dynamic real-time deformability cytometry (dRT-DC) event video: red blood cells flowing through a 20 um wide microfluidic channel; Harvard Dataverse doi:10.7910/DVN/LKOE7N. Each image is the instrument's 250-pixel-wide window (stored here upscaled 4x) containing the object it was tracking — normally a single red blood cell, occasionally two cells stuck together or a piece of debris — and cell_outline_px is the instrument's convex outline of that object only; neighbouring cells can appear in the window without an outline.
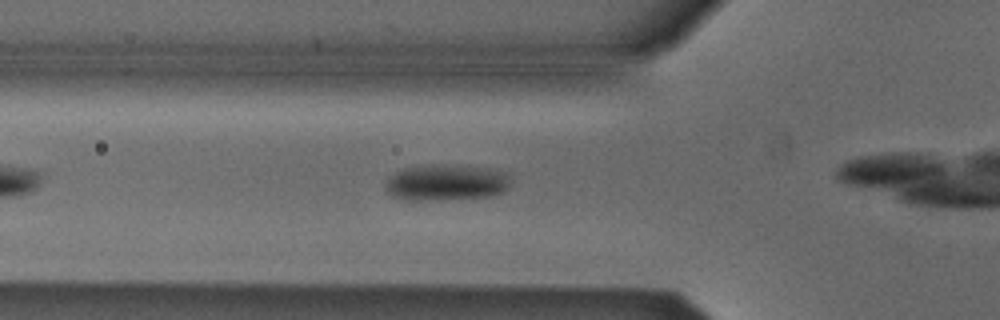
{"species": "Egyptian fruit bat (a non-hibernating species)", "species_latin": "Rousettus aegyptiacus", "temperature_condition": "cold", "stored_images_in_passage": 10, "camera_frame_rate_fps": 3000, "um_per_image_px": 0.085, "animal": {"sex": "male"}, "frame": {"image": 1, "passage_image": 6, "time_ms": 1.667, "image_size_px": [1000, 320], "cell_outline_px": [[512, 180], [508, 188], [492, 196], [436, 200], [404, 200], [392, 196], [384, 188], [388, 176], [404, 168], [432, 164], [444, 164], [476, 168], [500, 172], [508, 176]], "centroid_in_image_um": [37.84, 15.53], "position_along_channel_um": 88.0, "area_um2": 26.13}}
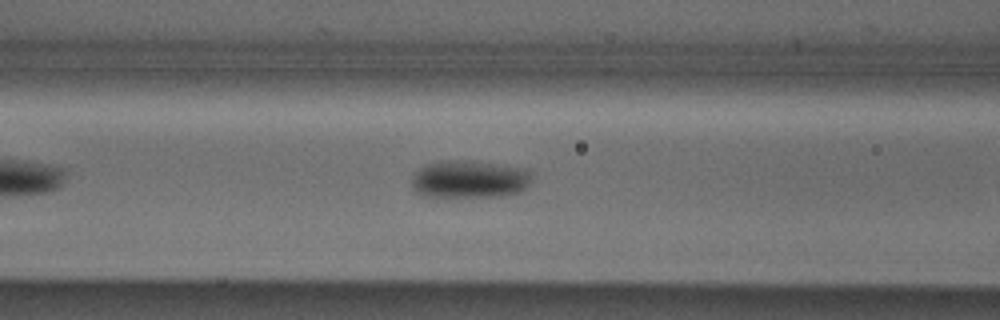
{"frame": {"image": 2, "passage_image": 9, "time_ms": 2.667, "image_size_px": [1000, 320], "cell_outline_px": [[532, 176], [528, 188], [520, 192], [500, 196], [420, 196], [412, 188], [412, 176], [420, 168], [428, 164], [492, 164], [528, 168], [532, 172]], "centroid_in_image_um": [39.98, 15.31], "position_along_channel_um": 126.6, "area_um2": 25.2}}